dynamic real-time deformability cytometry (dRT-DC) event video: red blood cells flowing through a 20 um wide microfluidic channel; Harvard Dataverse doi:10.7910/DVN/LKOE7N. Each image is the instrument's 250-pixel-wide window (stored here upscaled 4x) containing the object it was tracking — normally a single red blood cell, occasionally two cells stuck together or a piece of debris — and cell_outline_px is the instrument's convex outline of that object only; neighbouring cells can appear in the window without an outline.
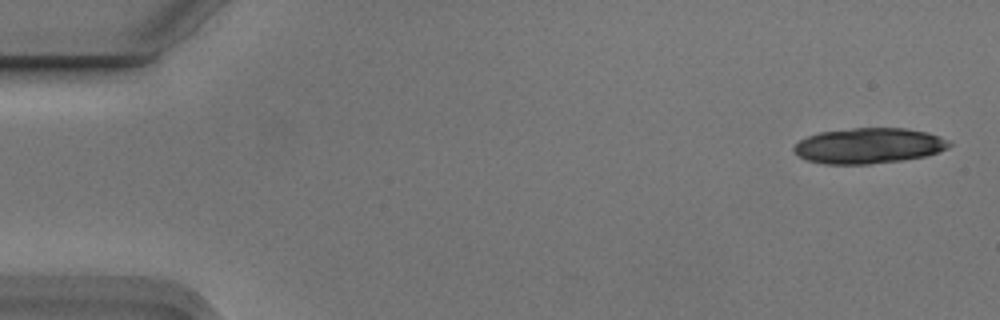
{"species": "Egyptian fruit bat (a non-hibernating species)", "species_latin": "Rousettus aegyptiacus", "temperature_condition": "cold", "stored_images_in_passage": 8, "camera_frame_rate_fps": 3000, "um_per_image_px": 0.085, "animal": {"sex": "male"}, "frame": {"image": 1, "passage_image": 1, "time_ms": 0.0, "image_size_px": [1000, 320], "cell_outline_px": [[952, 144], [948, 148], [924, 156], [900, 160], [868, 164], [824, 164], [808, 160], [792, 152], [792, 148], [800, 140], [808, 136], [820, 132], [852, 128], [904, 128], [928, 132], [940, 136], [948, 140]], "centroid_in_image_um": [73.83, 12.38], "position_along_channel_um": 11.2, "area_um2": 32.02}}